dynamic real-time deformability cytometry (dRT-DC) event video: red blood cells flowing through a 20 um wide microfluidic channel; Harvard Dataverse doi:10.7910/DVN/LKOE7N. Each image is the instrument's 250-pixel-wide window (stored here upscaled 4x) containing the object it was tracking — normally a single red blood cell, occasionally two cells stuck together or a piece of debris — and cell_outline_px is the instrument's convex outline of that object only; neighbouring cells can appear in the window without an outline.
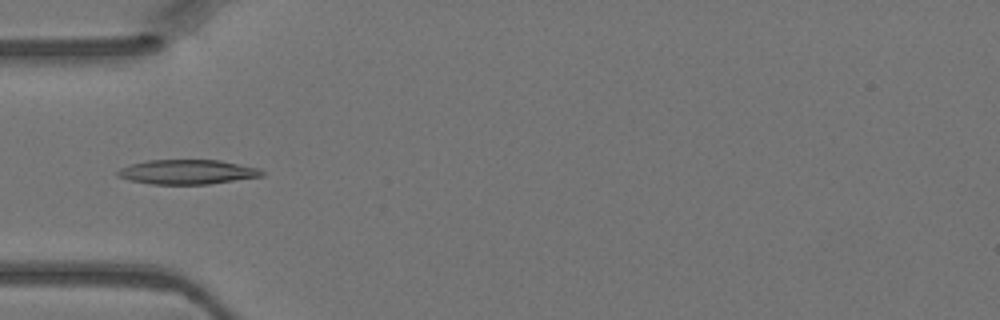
{"species": "Egyptian fruit bat (a non-hibernating species)", "species_latin": "Rousettus aegyptiacus", "temperature_condition": "warm", "stored_images_in_passage": 6, "camera_frame_rate_fps": 3000, "um_per_image_px": 0.085, "animal": {"sex": "female"}, "frame": {"image": 1, "passage_image": 5, "time_ms": 1.333, "image_size_px": [1000, 320], "cell_outline_px": [[264, 176], [208, 184], [152, 184], [128, 180], [116, 176], [116, 172], [120, 168], [132, 164], [148, 160], [220, 160], [260, 168], [264, 172]], "centroid_in_image_um": [15.92, 14.61], "position_along_channel_um": 69.1, "area_um2": 20.69}}
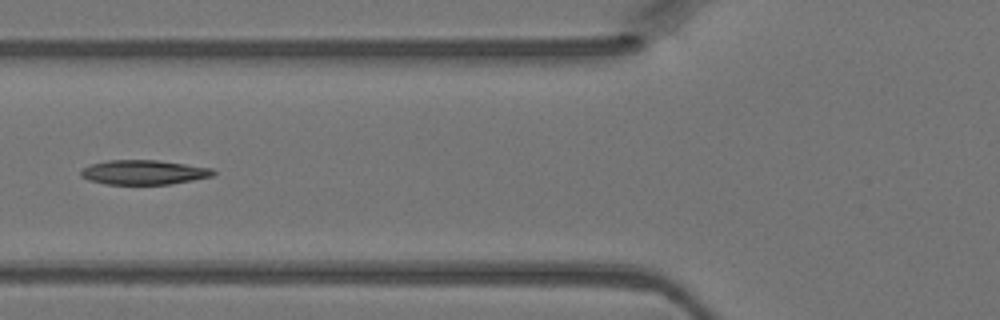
{"frame": {"image": 2, "passage_image": 6, "time_ms": 1.667, "image_size_px": [1000, 320], "cell_outline_px": [[216, 172], [212, 176], [192, 180], [168, 184], [104, 184], [88, 180], [80, 176], [80, 172], [84, 168], [92, 164], [108, 160], [156, 160], [212, 168]], "centroid_in_image_um": [12.19, 14.65], "position_along_channel_um": 113.6, "area_um2": 18.73}}